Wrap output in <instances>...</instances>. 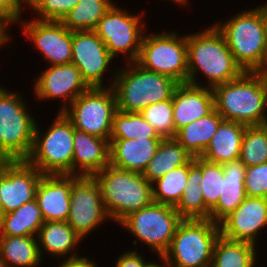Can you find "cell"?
I'll return each instance as SVG.
<instances>
[{
    "label": "cell",
    "mask_w": 267,
    "mask_h": 267,
    "mask_svg": "<svg viewBox=\"0 0 267 267\" xmlns=\"http://www.w3.org/2000/svg\"><path fill=\"white\" fill-rule=\"evenodd\" d=\"M113 5L112 0H79L60 22L72 32L94 30Z\"/></svg>",
    "instance_id": "obj_32"
},
{
    "label": "cell",
    "mask_w": 267,
    "mask_h": 267,
    "mask_svg": "<svg viewBox=\"0 0 267 267\" xmlns=\"http://www.w3.org/2000/svg\"><path fill=\"white\" fill-rule=\"evenodd\" d=\"M43 174L26 160L8 161L0 167V202L3 214L35 199Z\"/></svg>",
    "instance_id": "obj_16"
},
{
    "label": "cell",
    "mask_w": 267,
    "mask_h": 267,
    "mask_svg": "<svg viewBox=\"0 0 267 267\" xmlns=\"http://www.w3.org/2000/svg\"><path fill=\"white\" fill-rule=\"evenodd\" d=\"M128 64L118 71L115 70L111 85L109 83V86H106L114 90L118 111L140 113L153 103L172 98L179 84L177 81L166 75L148 71L136 62Z\"/></svg>",
    "instance_id": "obj_3"
},
{
    "label": "cell",
    "mask_w": 267,
    "mask_h": 267,
    "mask_svg": "<svg viewBox=\"0 0 267 267\" xmlns=\"http://www.w3.org/2000/svg\"><path fill=\"white\" fill-rule=\"evenodd\" d=\"M23 99L0 85V151L9 161L26 160L33 147L36 120Z\"/></svg>",
    "instance_id": "obj_8"
},
{
    "label": "cell",
    "mask_w": 267,
    "mask_h": 267,
    "mask_svg": "<svg viewBox=\"0 0 267 267\" xmlns=\"http://www.w3.org/2000/svg\"><path fill=\"white\" fill-rule=\"evenodd\" d=\"M9 160L0 151V167L6 164Z\"/></svg>",
    "instance_id": "obj_46"
},
{
    "label": "cell",
    "mask_w": 267,
    "mask_h": 267,
    "mask_svg": "<svg viewBox=\"0 0 267 267\" xmlns=\"http://www.w3.org/2000/svg\"><path fill=\"white\" fill-rule=\"evenodd\" d=\"M90 88L77 67L68 63L47 67L35 80L34 94L40 100L61 99L64 103L59 112H62Z\"/></svg>",
    "instance_id": "obj_17"
},
{
    "label": "cell",
    "mask_w": 267,
    "mask_h": 267,
    "mask_svg": "<svg viewBox=\"0 0 267 267\" xmlns=\"http://www.w3.org/2000/svg\"><path fill=\"white\" fill-rule=\"evenodd\" d=\"M43 223L44 219L38 203L36 199H33L14 211L2 214L0 236L37 237Z\"/></svg>",
    "instance_id": "obj_28"
},
{
    "label": "cell",
    "mask_w": 267,
    "mask_h": 267,
    "mask_svg": "<svg viewBox=\"0 0 267 267\" xmlns=\"http://www.w3.org/2000/svg\"><path fill=\"white\" fill-rule=\"evenodd\" d=\"M116 96L112 87L90 88L62 112L74 128L89 135L110 140Z\"/></svg>",
    "instance_id": "obj_10"
},
{
    "label": "cell",
    "mask_w": 267,
    "mask_h": 267,
    "mask_svg": "<svg viewBox=\"0 0 267 267\" xmlns=\"http://www.w3.org/2000/svg\"><path fill=\"white\" fill-rule=\"evenodd\" d=\"M214 25L245 72H267L264 25L256 8L245 9L227 22H216Z\"/></svg>",
    "instance_id": "obj_5"
},
{
    "label": "cell",
    "mask_w": 267,
    "mask_h": 267,
    "mask_svg": "<svg viewBox=\"0 0 267 267\" xmlns=\"http://www.w3.org/2000/svg\"><path fill=\"white\" fill-rule=\"evenodd\" d=\"M58 267H98V265L88 257L78 255L72 258H65Z\"/></svg>",
    "instance_id": "obj_42"
},
{
    "label": "cell",
    "mask_w": 267,
    "mask_h": 267,
    "mask_svg": "<svg viewBox=\"0 0 267 267\" xmlns=\"http://www.w3.org/2000/svg\"><path fill=\"white\" fill-rule=\"evenodd\" d=\"M172 103L173 124L176 132L215 109L212 88L190 83H179L176 86L172 95Z\"/></svg>",
    "instance_id": "obj_20"
},
{
    "label": "cell",
    "mask_w": 267,
    "mask_h": 267,
    "mask_svg": "<svg viewBox=\"0 0 267 267\" xmlns=\"http://www.w3.org/2000/svg\"><path fill=\"white\" fill-rule=\"evenodd\" d=\"M212 90L215 109L224 120L246 126L267 124V72H244Z\"/></svg>",
    "instance_id": "obj_2"
},
{
    "label": "cell",
    "mask_w": 267,
    "mask_h": 267,
    "mask_svg": "<svg viewBox=\"0 0 267 267\" xmlns=\"http://www.w3.org/2000/svg\"><path fill=\"white\" fill-rule=\"evenodd\" d=\"M246 127L239 122L223 120L200 157L218 164L239 159L241 142Z\"/></svg>",
    "instance_id": "obj_24"
},
{
    "label": "cell",
    "mask_w": 267,
    "mask_h": 267,
    "mask_svg": "<svg viewBox=\"0 0 267 267\" xmlns=\"http://www.w3.org/2000/svg\"><path fill=\"white\" fill-rule=\"evenodd\" d=\"M219 236V224L211 219H183L163 254L168 267H210Z\"/></svg>",
    "instance_id": "obj_7"
},
{
    "label": "cell",
    "mask_w": 267,
    "mask_h": 267,
    "mask_svg": "<svg viewBox=\"0 0 267 267\" xmlns=\"http://www.w3.org/2000/svg\"><path fill=\"white\" fill-rule=\"evenodd\" d=\"M145 259L138 251H124L122 255H120L116 259L115 267H144Z\"/></svg>",
    "instance_id": "obj_41"
},
{
    "label": "cell",
    "mask_w": 267,
    "mask_h": 267,
    "mask_svg": "<svg viewBox=\"0 0 267 267\" xmlns=\"http://www.w3.org/2000/svg\"><path fill=\"white\" fill-rule=\"evenodd\" d=\"M79 0H29V8L35 11L37 20L61 21L76 7Z\"/></svg>",
    "instance_id": "obj_38"
},
{
    "label": "cell",
    "mask_w": 267,
    "mask_h": 267,
    "mask_svg": "<svg viewBox=\"0 0 267 267\" xmlns=\"http://www.w3.org/2000/svg\"><path fill=\"white\" fill-rule=\"evenodd\" d=\"M2 214H3V208H2V205H1V202H0V218H1Z\"/></svg>",
    "instance_id": "obj_49"
},
{
    "label": "cell",
    "mask_w": 267,
    "mask_h": 267,
    "mask_svg": "<svg viewBox=\"0 0 267 267\" xmlns=\"http://www.w3.org/2000/svg\"><path fill=\"white\" fill-rule=\"evenodd\" d=\"M0 267H8L6 262L0 257Z\"/></svg>",
    "instance_id": "obj_48"
},
{
    "label": "cell",
    "mask_w": 267,
    "mask_h": 267,
    "mask_svg": "<svg viewBox=\"0 0 267 267\" xmlns=\"http://www.w3.org/2000/svg\"><path fill=\"white\" fill-rule=\"evenodd\" d=\"M72 175L93 177L110 165L109 141L74 128Z\"/></svg>",
    "instance_id": "obj_21"
},
{
    "label": "cell",
    "mask_w": 267,
    "mask_h": 267,
    "mask_svg": "<svg viewBox=\"0 0 267 267\" xmlns=\"http://www.w3.org/2000/svg\"><path fill=\"white\" fill-rule=\"evenodd\" d=\"M18 22L23 26V33L50 63V66L71 63L72 31H69L60 21H42L35 17L33 20L22 22L20 19Z\"/></svg>",
    "instance_id": "obj_15"
},
{
    "label": "cell",
    "mask_w": 267,
    "mask_h": 267,
    "mask_svg": "<svg viewBox=\"0 0 267 267\" xmlns=\"http://www.w3.org/2000/svg\"><path fill=\"white\" fill-rule=\"evenodd\" d=\"M258 13L261 16L264 25V32H265V39H266V46H267V3L263 6L260 5L259 7H255Z\"/></svg>",
    "instance_id": "obj_44"
},
{
    "label": "cell",
    "mask_w": 267,
    "mask_h": 267,
    "mask_svg": "<svg viewBox=\"0 0 267 267\" xmlns=\"http://www.w3.org/2000/svg\"><path fill=\"white\" fill-rule=\"evenodd\" d=\"M0 257L8 267H39L43 261L34 236H0Z\"/></svg>",
    "instance_id": "obj_29"
},
{
    "label": "cell",
    "mask_w": 267,
    "mask_h": 267,
    "mask_svg": "<svg viewBox=\"0 0 267 267\" xmlns=\"http://www.w3.org/2000/svg\"><path fill=\"white\" fill-rule=\"evenodd\" d=\"M107 219L99 184L94 177L79 176L70 191L68 225L85 238Z\"/></svg>",
    "instance_id": "obj_13"
},
{
    "label": "cell",
    "mask_w": 267,
    "mask_h": 267,
    "mask_svg": "<svg viewBox=\"0 0 267 267\" xmlns=\"http://www.w3.org/2000/svg\"><path fill=\"white\" fill-rule=\"evenodd\" d=\"M202 170L194 163V157L188 162V180L179 202L174 206L183 219H210V209L205 205L200 183Z\"/></svg>",
    "instance_id": "obj_31"
},
{
    "label": "cell",
    "mask_w": 267,
    "mask_h": 267,
    "mask_svg": "<svg viewBox=\"0 0 267 267\" xmlns=\"http://www.w3.org/2000/svg\"><path fill=\"white\" fill-rule=\"evenodd\" d=\"M244 177L246 196L267 198V162L246 167Z\"/></svg>",
    "instance_id": "obj_39"
},
{
    "label": "cell",
    "mask_w": 267,
    "mask_h": 267,
    "mask_svg": "<svg viewBox=\"0 0 267 267\" xmlns=\"http://www.w3.org/2000/svg\"><path fill=\"white\" fill-rule=\"evenodd\" d=\"M267 226V198L246 196L245 200L220 223V235L233 241L256 245L262 228Z\"/></svg>",
    "instance_id": "obj_18"
},
{
    "label": "cell",
    "mask_w": 267,
    "mask_h": 267,
    "mask_svg": "<svg viewBox=\"0 0 267 267\" xmlns=\"http://www.w3.org/2000/svg\"><path fill=\"white\" fill-rule=\"evenodd\" d=\"M105 210L119 224L130 213L153 202L152 183L142 173L107 166L96 173Z\"/></svg>",
    "instance_id": "obj_4"
},
{
    "label": "cell",
    "mask_w": 267,
    "mask_h": 267,
    "mask_svg": "<svg viewBox=\"0 0 267 267\" xmlns=\"http://www.w3.org/2000/svg\"><path fill=\"white\" fill-rule=\"evenodd\" d=\"M142 19L141 15H132L114 4L99 20L94 31L113 58L122 53L127 57L128 63L136 62L146 30Z\"/></svg>",
    "instance_id": "obj_12"
},
{
    "label": "cell",
    "mask_w": 267,
    "mask_h": 267,
    "mask_svg": "<svg viewBox=\"0 0 267 267\" xmlns=\"http://www.w3.org/2000/svg\"><path fill=\"white\" fill-rule=\"evenodd\" d=\"M222 165L224 170L222 192L217 205L210 211V219L217 224L232 213L246 198L245 165L239 159Z\"/></svg>",
    "instance_id": "obj_23"
},
{
    "label": "cell",
    "mask_w": 267,
    "mask_h": 267,
    "mask_svg": "<svg viewBox=\"0 0 267 267\" xmlns=\"http://www.w3.org/2000/svg\"><path fill=\"white\" fill-rule=\"evenodd\" d=\"M45 133L36 122L34 142L26 161L42 174L72 175L74 126L59 112Z\"/></svg>",
    "instance_id": "obj_6"
},
{
    "label": "cell",
    "mask_w": 267,
    "mask_h": 267,
    "mask_svg": "<svg viewBox=\"0 0 267 267\" xmlns=\"http://www.w3.org/2000/svg\"><path fill=\"white\" fill-rule=\"evenodd\" d=\"M188 83L199 84V72L208 80V88L224 84L240 77L245 71L235 61L225 38L213 24L194 33L187 34Z\"/></svg>",
    "instance_id": "obj_1"
},
{
    "label": "cell",
    "mask_w": 267,
    "mask_h": 267,
    "mask_svg": "<svg viewBox=\"0 0 267 267\" xmlns=\"http://www.w3.org/2000/svg\"><path fill=\"white\" fill-rule=\"evenodd\" d=\"M194 163L202 170L200 188L205 205L212 210L217 205L222 192L223 165L209 162L202 157H194Z\"/></svg>",
    "instance_id": "obj_36"
},
{
    "label": "cell",
    "mask_w": 267,
    "mask_h": 267,
    "mask_svg": "<svg viewBox=\"0 0 267 267\" xmlns=\"http://www.w3.org/2000/svg\"><path fill=\"white\" fill-rule=\"evenodd\" d=\"M136 63L178 83H188L186 34L181 37L174 31L145 34Z\"/></svg>",
    "instance_id": "obj_9"
},
{
    "label": "cell",
    "mask_w": 267,
    "mask_h": 267,
    "mask_svg": "<svg viewBox=\"0 0 267 267\" xmlns=\"http://www.w3.org/2000/svg\"><path fill=\"white\" fill-rule=\"evenodd\" d=\"M158 257H159V260H161L160 262H162L161 264L156 263L157 261H154V262H153V261L151 260V262H147V261H146L144 267H166V266L168 267V266H169L163 255H159ZM163 262H164V263H163ZM162 264H163V265H162Z\"/></svg>",
    "instance_id": "obj_45"
},
{
    "label": "cell",
    "mask_w": 267,
    "mask_h": 267,
    "mask_svg": "<svg viewBox=\"0 0 267 267\" xmlns=\"http://www.w3.org/2000/svg\"><path fill=\"white\" fill-rule=\"evenodd\" d=\"M177 4H181V5H186V3H188V1L190 0H172Z\"/></svg>",
    "instance_id": "obj_47"
},
{
    "label": "cell",
    "mask_w": 267,
    "mask_h": 267,
    "mask_svg": "<svg viewBox=\"0 0 267 267\" xmlns=\"http://www.w3.org/2000/svg\"><path fill=\"white\" fill-rule=\"evenodd\" d=\"M163 139L139 112L116 111L110 139Z\"/></svg>",
    "instance_id": "obj_33"
},
{
    "label": "cell",
    "mask_w": 267,
    "mask_h": 267,
    "mask_svg": "<svg viewBox=\"0 0 267 267\" xmlns=\"http://www.w3.org/2000/svg\"><path fill=\"white\" fill-rule=\"evenodd\" d=\"M113 57L94 30L72 32V61L91 88L105 87L103 76Z\"/></svg>",
    "instance_id": "obj_14"
},
{
    "label": "cell",
    "mask_w": 267,
    "mask_h": 267,
    "mask_svg": "<svg viewBox=\"0 0 267 267\" xmlns=\"http://www.w3.org/2000/svg\"><path fill=\"white\" fill-rule=\"evenodd\" d=\"M8 25L10 26L11 24L0 15V47L10 41L11 35L7 31L9 29Z\"/></svg>",
    "instance_id": "obj_43"
},
{
    "label": "cell",
    "mask_w": 267,
    "mask_h": 267,
    "mask_svg": "<svg viewBox=\"0 0 267 267\" xmlns=\"http://www.w3.org/2000/svg\"><path fill=\"white\" fill-rule=\"evenodd\" d=\"M160 137L175 138L172 98L153 103L140 112Z\"/></svg>",
    "instance_id": "obj_37"
},
{
    "label": "cell",
    "mask_w": 267,
    "mask_h": 267,
    "mask_svg": "<svg viewBox=\"0 0 267 267\" xmlns=\"http://www.w3.org/2000/svg\"><path fill=\"white\" fill-rule=\"evenodd\" d=\"M256 245L245 241L216 239L210 267H255Z\"/></svg>",
    "instance_id": "obj_30"
},
{
    "label": "cell",
    "mask_w": 267,
    "mask_h": 267,
    "mask_svg": "<svg viewBox=\"0 0 267 267\" xmlns=\"http://www.w3.org/2000/svg\"><path fill=\"white\" fill-rule=\"evenodd\" d=\"M183 218L174 206L152 202L138 211L130 213L119 224L139 241L150 246L157 255H163Z\"/></svg>",
    "instance_id": "obj_11"
},
{
    "label": "cell",
    "mask_w": 267,
    "mask_h": 267,
    "mask_svg": "<svg viewBox=\"0 0 267 267\" xmlns=\"http://www.w3.org/2000/svg\"><path fill=\"white\" fill-rule=\"evenodd\" d=\"M224 119L214 109L210 114L179 129L175 139L193 156L200 157Z\"/></svg>",
    "instance_id": "obj_26"
},
{
    "label": "cell",
    "mask_w": 267,
    "mask_h": 267,
    "mask_svg": "<svg viewBox=\"0 0 267 267\" xmlns=\"http://www.w3.org/2000/svg\"><path fill=\"white\" fill-rule=\"evenodd\" d=\"M22 4L29 7V0H0V15L13 26L22 18Z\"/></svg>",
    "instance_id": "obj_40"
},
{
    "label": "cell",
    "mask_w": 267,
    "mask_h": 267,
    "mask_svg": "<svg viewBox=\"0 0 267 267\" xmlns=\"http://www.w3.org/2000/svg\"><path fill=\"white\" fill-rule=\"evenodd\" d=\"M162 139H110V165L143 173Z\"/></svg>",
    "instance_id": "obj_22"
},
{
    "label": "cell",
    "mask_w": 267,
    "mask_h": 267,
    "mask_svg": "<svg viewBox=\"0 0 267 267\" xmlns=\"http://www.w3.org/2000/svg\"><path fill=\"white\" fill-rule=\"evenodd\" d=\"M192 158L193 156L175 138L162 139L142 175L153 183L170 170L187 164Z\"/></svg>",
    "instance_id": "obj_27"
},
{
    "label": "cell",
    "mask_w": 267,
    "mask_h": 267,
    "mask_svg": "<svg viewBox=\"0 0 267 267\" xmlns=\"http://www.w3.org/2000/svg\"><path fill=\"white\" fill-rule=\"evenodd\" d=\"M239 160L245 167L267 162V124L246 127L241 142Z\"/></svg>",
    "instance_id": "obj_35"
},
{
    "label": "cell",
    "mask_w": 267,
    "mask_h": 267,
    "mask_svg": "<svg viewBox=\"0 0 267 267\" xmlns=\"http://www.w3.org/2000/svg\"><path fill=\"white\" fill-rule=\"evenodd\" d=\"M79 176L43 174L37 185L35 199L44 222L67 221L70 211L72 183Z\"/></svg>",
    "instance_id": "obj_19"
},
{
    "label": "cell",
    "mask_w": 267,
    "mask_h": 267,
    "mask_svg": "<svg viewBox=\"0 0 267 267\" xmlns=\"http://www.w3.org/2000/svg\"><path fill=\"white\" fill-rule=\"evenodd\" d=\"M37 239L40 256L42 257L44 254L43 252L46 251L45 253L52 254L54 258L56 256L57 258H72L78 256L77 251L74 250L73 253V249L76 248L75 246H77L78 243H81L80 240H83V238L68 225L67 221L44 222L40 227ZM68 254L70 256L67 257Z\"/></svg>",
    "instance_id": "obj_25"
},
{
    "label": "cell",
    "mask_w": 267,
    "mask_h": 267,
    "mask_svg": "<svg viewBox=\"0 0 267 267\" xmlns=\"http://www.w3.org/2000/svg\"><path fill=\"white\" fill-rule=\"evenodd\" d=\"M187 180L188 163L170 170L152 183L153 201L175 206L184 192Z\"/></svg>",
    "instance_id": "obj_34"
}]
</instances>
